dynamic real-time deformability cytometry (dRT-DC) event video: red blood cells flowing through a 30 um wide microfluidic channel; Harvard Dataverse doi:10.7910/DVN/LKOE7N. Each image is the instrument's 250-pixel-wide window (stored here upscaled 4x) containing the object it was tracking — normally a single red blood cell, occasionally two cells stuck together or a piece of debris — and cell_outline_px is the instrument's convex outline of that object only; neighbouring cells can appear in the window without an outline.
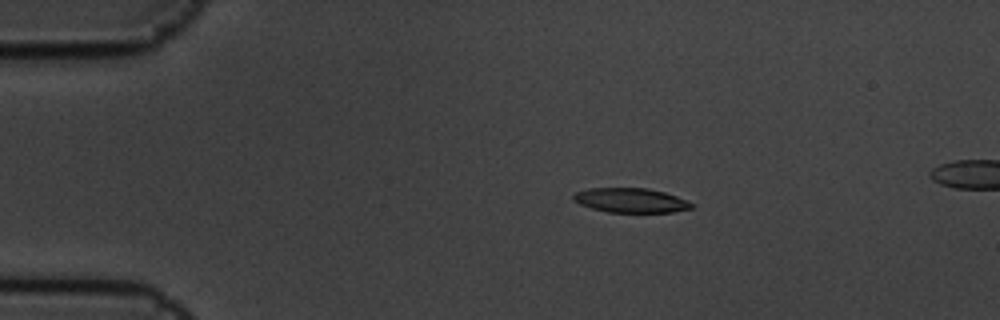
{"species": "common noctule bat (a hibernating species)", "species_latin": "Nyctalus noctula", "temperature_condition": "cold", "stored_images_in_passage": 5, "camera_frame_rate_fps": 3000, "um_per_image_px": 0.085, "animal": {"sex": "male", "body_mass_g": 19.5, "forearm_length_mm": 54.6}, "frame": {"image": 1, "passage_image": 3, "time_ms": 0.667, "image_size_px": [1000, 320], "cell_outline_px": [[696, 204], [692, 208], [672, 212], [608, 212], [592, 208], [580, 204], [572, 200], [572, 196], [576, 192], [588, 188], [648, 188], [664, 192], [676, 196]], "centroid_in_image_um": [53.61, 17.02], "position_along_channel_um": 31.4, "area_um2": 16.88}}